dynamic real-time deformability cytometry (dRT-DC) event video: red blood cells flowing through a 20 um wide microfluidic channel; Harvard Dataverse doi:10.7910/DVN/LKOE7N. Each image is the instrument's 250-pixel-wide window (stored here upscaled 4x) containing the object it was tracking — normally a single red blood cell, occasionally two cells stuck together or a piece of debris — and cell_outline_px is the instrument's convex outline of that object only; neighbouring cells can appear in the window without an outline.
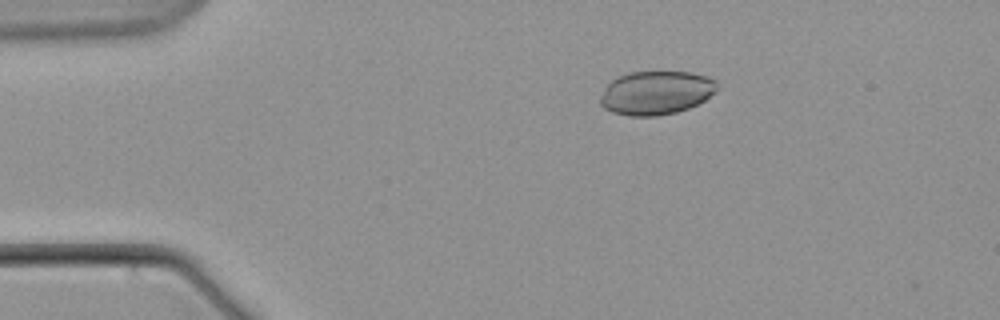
{"species": "common noctule bat (a hibernating species)", "species_latin": "Nyctalus noctula", "temperature_condition": "warm", "stored_images_in_passage": 6, "camera_frame_rate_fps": 3000, "um_per_image_px": 0.085, "animal": {"sex": "male", "body_mass_g": 21.5, "forearm_length_mm": 52.0}, "frame": {"image": 1, "passage_image": 4, "time_ms": 3.667, "image_size_px": [1000, 320], "cell_outline_px": [[716, 92], [704, 100], [688, 108], [676, 112], [656, 116], [628, 116], [612, 112], [604, 108], [600, 104], [600, 96], [604, 88], [612, 80], [628, 72], [692, 72], [708, 76], [716, 80]], "centroid_in_image_um": [55.76, 7.89], "position_along_channel_um": 29.2, "area_um2": 29.77}}